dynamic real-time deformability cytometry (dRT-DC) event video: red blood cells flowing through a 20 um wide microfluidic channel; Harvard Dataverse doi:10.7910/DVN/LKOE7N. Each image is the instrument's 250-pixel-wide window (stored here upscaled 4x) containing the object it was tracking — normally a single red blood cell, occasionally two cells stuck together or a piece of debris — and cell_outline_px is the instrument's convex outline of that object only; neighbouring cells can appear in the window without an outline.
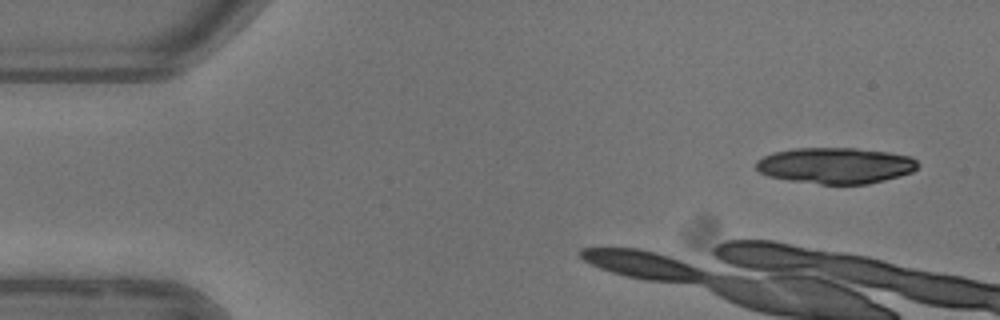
{"species": "common noctule bat (a hibernating species)", "species_latin": "Nyctalus noctula", "temperature_condition": "warm", "stored_images_in_passage": 3, "camera_frame_rate_fps": 3000, "um_per_image_px": 0.085, "animal": {"sex": "female"}, "frame": {"image": 1, "passage_image": 1, "time_ms": 0.0, "image_size_px": [1000, 320], "cell_outline_px": [[920, 164], [912, 172], [900, 176], [868, 184], [820, 184], [788, 180], [768, 176], [760, 172], [756, 168], [756, 160], [772, 152], [796, 148], [856, 148], [888, 152], [912, 156]], "centroid_in_image_um": [71.03, 14.07], "position_along_channel_um": 14.0, "area_um2": 34.16}}